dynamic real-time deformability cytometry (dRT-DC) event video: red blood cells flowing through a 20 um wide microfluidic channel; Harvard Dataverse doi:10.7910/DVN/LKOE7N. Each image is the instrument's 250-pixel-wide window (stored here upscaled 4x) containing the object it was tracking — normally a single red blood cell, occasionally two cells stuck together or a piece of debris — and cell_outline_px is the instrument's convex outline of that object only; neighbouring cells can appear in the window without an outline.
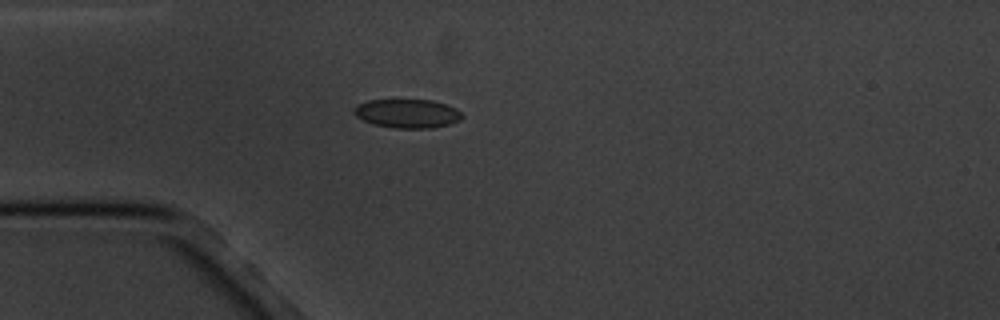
{"species": "common noctule bat (a hibernating species)", "species_latin": "Nyctalus noctula", "temperature_condition": "cold", "stored_images_in_passage": 4, "camera_frame_rate_fps": 3000, "um_per_image_px": 0.085, "animal": {"sex": "male", "body_mass_g": 20.1, "forearm_length_mm": 53.5}, "frame": {"image": 1, "passage_image": 4, "time_ms": 3.333, "image_size_px": [1000, 320], "cell_outline_px": [[464, 116], [460, 120], [448, 124], [432, 128], [396, 128], [372, 124], [356, 116], [352, 112], [352, 108], [356, 104], [368, 100], [432, 100], [456, 108]], "centroid_in_image_um": [34.58, 9.64], "position_along_channel_um": 50.4, "area_um2": 18.21}}